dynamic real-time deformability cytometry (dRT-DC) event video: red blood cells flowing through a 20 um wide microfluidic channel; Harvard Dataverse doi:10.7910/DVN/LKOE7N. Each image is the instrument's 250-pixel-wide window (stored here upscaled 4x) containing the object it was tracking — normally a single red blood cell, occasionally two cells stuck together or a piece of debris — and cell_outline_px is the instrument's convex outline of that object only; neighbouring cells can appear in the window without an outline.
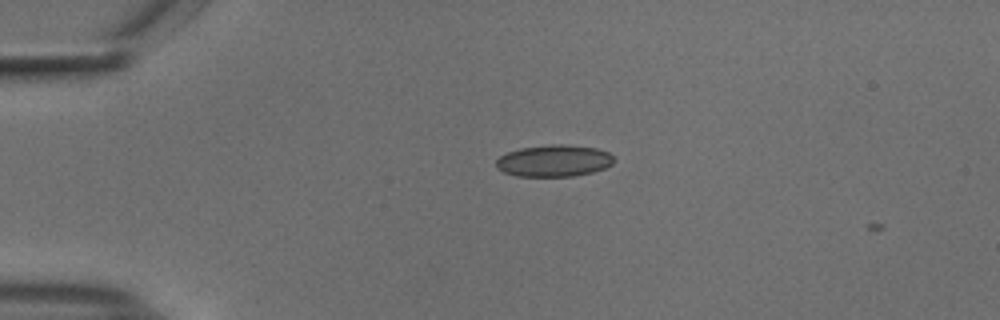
{"species": "common noctule bat (a hibernating species)", "species_latin": "Nyctalus noctula", "temperature_condition": "cold", "stored_images_in_passage": 3, "camera_frame_rate_fps": 3000, "um_per_image_px": 0.085, "animal": {"sex": "male", "body_mass_g": 18.8}, "frame": {"image": 1, "passage_image": 2, "time_ms": 0.333, "image_size_px": [1000, 320], "cell_outline_px": [[612, 164], [604, 168], [592, 172], [572, 176], [516, 176], [504, 172], [496, 168], [496, 160], [500, 156], [508, 152], [520, 148], [552, 144], [560, 144], [596, 148], [608, 152], [612, 156]], "centroid_in_image_um": [47.05, 13.67], "position_along_channel_um": 38.0, "area_um2": 21.62}}